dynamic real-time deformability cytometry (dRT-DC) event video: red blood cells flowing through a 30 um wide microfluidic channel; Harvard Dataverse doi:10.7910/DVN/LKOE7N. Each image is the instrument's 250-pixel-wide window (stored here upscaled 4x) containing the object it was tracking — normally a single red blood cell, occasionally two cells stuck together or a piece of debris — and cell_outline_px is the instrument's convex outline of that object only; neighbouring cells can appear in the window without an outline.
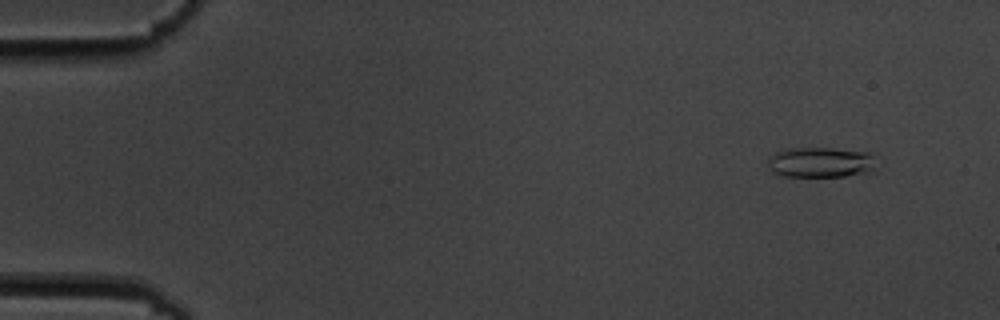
{"species": "common noctule bat (a hibernating species)", "species_latin": "Nyctalus noctula", "temperature_condition": "cold", "stored_images_in_passage": 56, "camera_frame_rate_fps": 3000, "um_per_image_px": 0.085, "animal": {"sex": "male", "body_mass_g": 19.5, "forearm_length_mm": 54.6}, "frame": {"image": 1, "passage_image": 5, "time_ms": 1.333, "image_size_px": [1000, 320], "cell_outline_px": [[872, 172], [844, 176], [784, 176], [772, 172], [768, 168], [768, 160], [776, 152], [788, 148], [832, 148], [868, 152], [872, 156]], "centroid_in_image_um": [69.7, 13.8], "position_along_channel_um": 15.3, "area_um2": 18.96}}
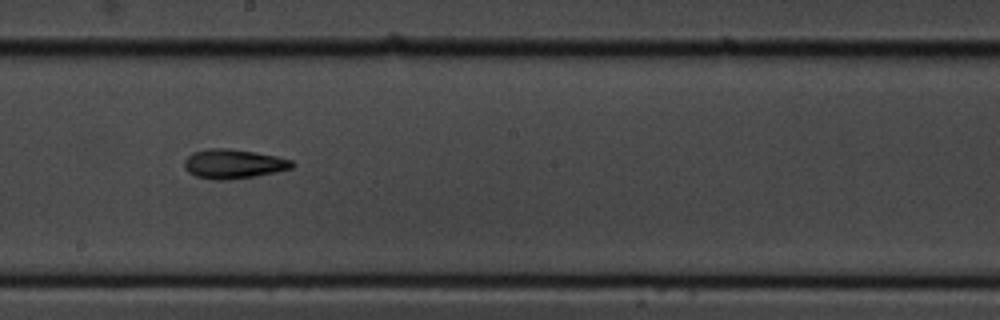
{"frame": {"image": 2, "passage_image": 32, "time_ms": 10.333, "image_size_px": [1000, 320], "cell_outline_px": [[296, 164], [292, 168], [276, 172], [256, 176], [224, 180], [212, 180], [196, 176], [188, 172], [184, 168], [184, 160], [192, 152], [208, 148], [228, 148], [256, 152], [276, 156], [292, 160]], "centroid_in_image_um": [19.84, 13.93], "position_along_channel_um": 228.4, "area_um2": 18.61}}
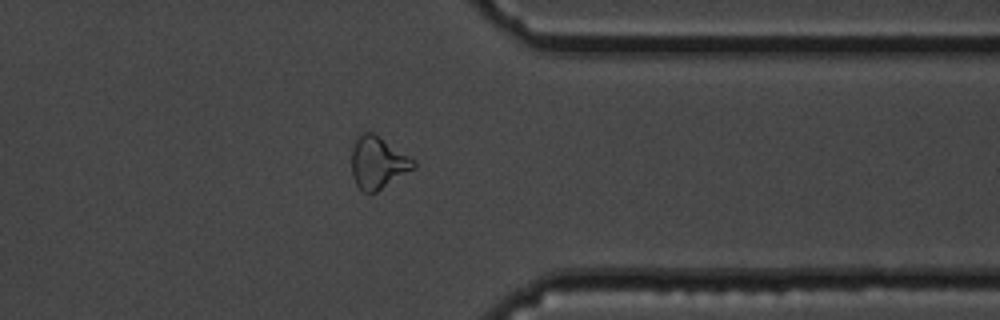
{"frame": {"image": 3, "passage_image": 45, "time_ms": 14.667, "image_size_px": [1000, 320], "cell_outline_px": [[416, 168], [376, 192], [364, 192], [356, 184], [352, 176], [352, 148], [356, 140], [364, 132], [372, 132], [416, 160]], "centroid_in_image_um": [32.14, 13.84], "position_along_channel_um": 379.3, "area_um2": 18.67}, "authors_computed_cell_mechanics": {"area_um2": 17.7735, "velocity_mm_per_s": 3.6137, "shape_relaxation_time_tau1_ms": 6.059, "shape_relaxation_time_tau2_ms": 3.0729, "deformation_change_tau1": 0.1819, "deformation_change_tau2": 0.1039}}